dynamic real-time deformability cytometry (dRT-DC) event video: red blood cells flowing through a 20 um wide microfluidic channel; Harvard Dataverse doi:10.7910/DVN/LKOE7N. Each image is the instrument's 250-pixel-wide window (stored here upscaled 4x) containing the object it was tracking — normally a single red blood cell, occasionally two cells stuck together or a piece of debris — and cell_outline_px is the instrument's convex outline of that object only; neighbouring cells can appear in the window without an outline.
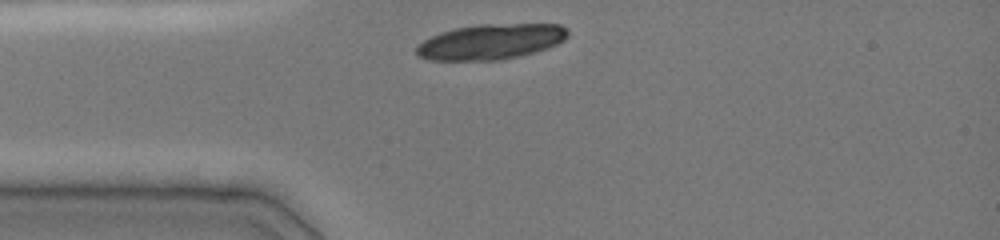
{"species": "common noctule bat (a hibernating species)", "species_latin": "Nyctalus noctula", "temperature_condition": "cold", "stored_images_in_passage": 26, "camera_frame_rate_fps": 3000, "um_per_image_px": 0.085, "animal": {"sex": "female", "body_mass_g": 19.0, "forearm_length_mm": 51.5}, "frame": {"image": 1, "passage_image": 1, "time_ms": 0.0, "image_size_px": [1000, 240], "cell_outline_px": [[568, 36], [564, 40], [548, 48], [500, 60], [428, 60], [420, 56], [416, 52], [416, 48], [424, 40], [440, 32], [456, 28], [480, 24], [560, 24], [568, 28]], "centroid_in_image_um": [41.74, 3.53], "position_along_channel_um": 43.3, "area_um2": 30.98}}
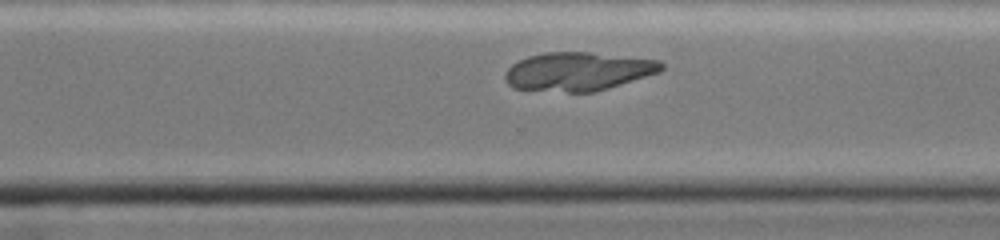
{"frame": {"image": 2, "passage_image": 16, "time_ms": 7.333, "image_size_px": [1000, 240], "cell_outline_px": [[664, 68], [660, 72], [596, 92], [568, 92], [512, 88], [504, 80], [504, 76], [508, 68], [512, 64], [528, 56], [544, 52], [588, 52], [660, 60], [664, 64]], "centroid_in_image_um": [49.14, 6.07], "position_along_channel_um": 321.5, "area_um2": 35.2}}
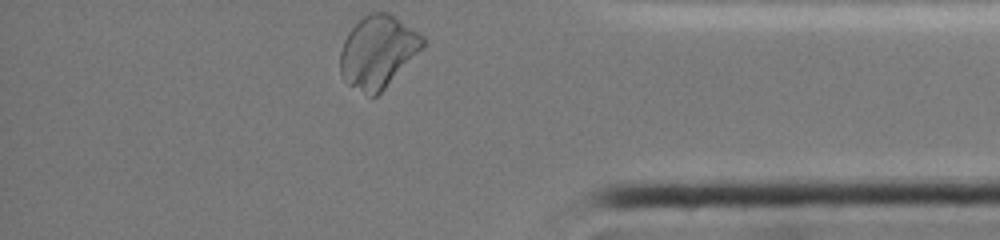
{"frame": {"image": 3, "passage_image": 26, "time_ms": 9.667, "image_size_px": [1000, 240], "cell_outline_px": [[428, 40], [384, 88], [376, 96], [372, 96], [348, 84], [344, 80], [340, 72], [340, 52], [344, 40], [348, 32], [364, 16], [372, 12], [388, 12], [396, 16], [424, 36]], "centroid_in_image_um": [32.1, 4.35], "position_along_channel_um": 403.1, "area_um2": 34.1}}